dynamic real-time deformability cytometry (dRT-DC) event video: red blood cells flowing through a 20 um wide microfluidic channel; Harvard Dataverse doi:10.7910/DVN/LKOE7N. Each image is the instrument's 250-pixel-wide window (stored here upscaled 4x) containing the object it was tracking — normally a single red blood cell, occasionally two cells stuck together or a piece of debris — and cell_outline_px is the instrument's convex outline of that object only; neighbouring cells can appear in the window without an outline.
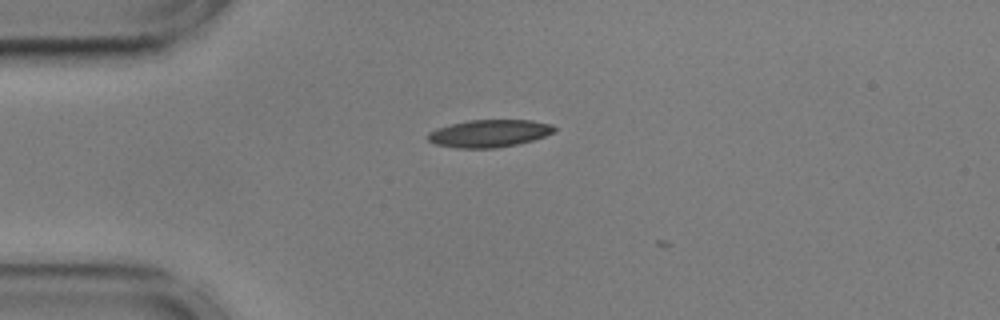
{"species": "common noctule bat (a hibernating species)", "species_latin": "Nyctalus noctula", "temperature_condition": "cold", "stored_images_in_passage": 2, "camera_frame_rate_fps": 3000, "um_per_image_px": 0.085, "animal": {"sex": "male", "body_mass_g": 17.9, "forearm_length_mm": 54.2}, "frame": {"image": 1, "passage_image": 1, "time_ms": 0.0, "image_size_px": [1000, 320], "cell_outline_px": [[556, 128], [552, 132], [544, 136], [532, 140], [516, 144], [496, 148], [456, 148], [436, 144], [428, 140], [428, 132], [436, 128], [468, 120], [532, 120], [552, 124]], "centroid_in_image_um": [41.57, 11.33], "position_along_channel_um": 43.4, "area_um2": 20.11}}